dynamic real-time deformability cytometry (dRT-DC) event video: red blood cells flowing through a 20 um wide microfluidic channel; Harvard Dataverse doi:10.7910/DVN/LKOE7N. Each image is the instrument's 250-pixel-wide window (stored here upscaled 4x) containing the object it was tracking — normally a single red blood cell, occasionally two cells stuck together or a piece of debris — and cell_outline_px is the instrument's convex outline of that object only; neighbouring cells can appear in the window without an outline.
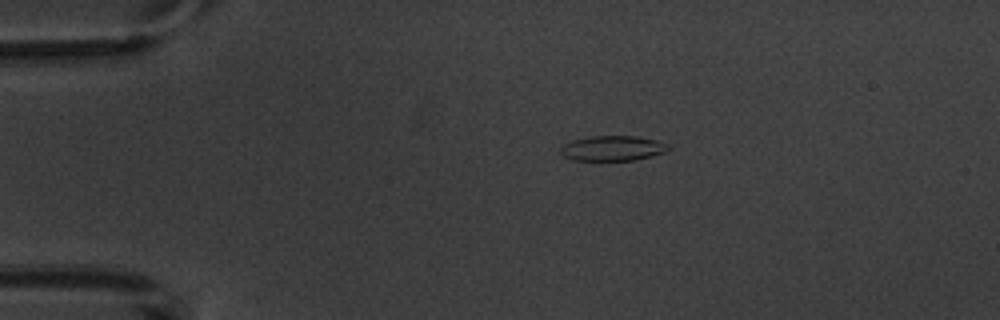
{"species": "common noctule bat (a hibernating species)", "species_latin": "Nyctalus noctula", "temperature_condition": "warm", "stored_images_in_passage": 3, "camera_frame_rate_fps": 3000, "um_per_image_px": 0.085, "animal": {"sex": "male", "body_mass_g": 20.1, "forearm_length_mm": 53.5}, "frame": {"image": 1, "passage_image": 1, "time_ms": 0.0, "image_size_px": [1000, 320], "cell_outline_px": [[668, 148], [664, 152], [652, 156], [632, 160], [572, 160], [564, 156], [560, 152], [560, 148], [564, 144], [572, 140], [592, 136], [636, 136], [656, 140], [668, 144]], "centroid_in_image_um": [52.04, 12.6], "position_along_channel_um": 33.0, "area_um2": 15.61}}
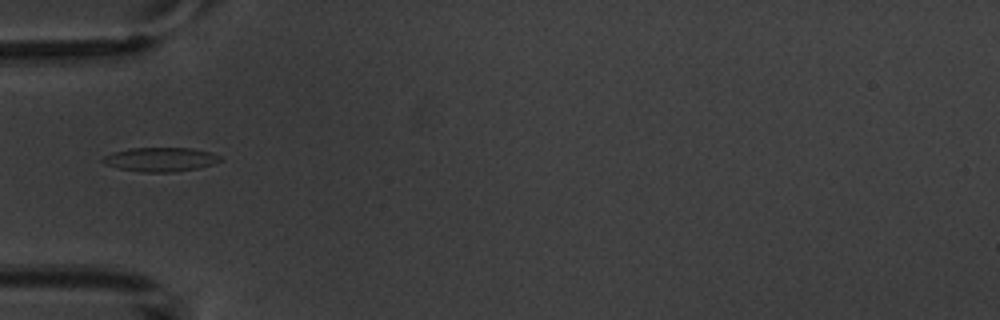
{"frame": {"image": 2, "passage_image": 3, "time_ms": 2.333, "image_size_px": [1000, 320], "cell_outline_px": [[224, 160], [200, 168], [172, 172], [144, 172], [120, 168], [104, 164], [100, 160], [104, 156], [112, 152], [132, 148], [192, 148], [208, 152], [220, 156]], "centroid_in_image_um": [13.64, 13.55], "position_along_channel_um": 71.4, "area_um2": 16.42}}